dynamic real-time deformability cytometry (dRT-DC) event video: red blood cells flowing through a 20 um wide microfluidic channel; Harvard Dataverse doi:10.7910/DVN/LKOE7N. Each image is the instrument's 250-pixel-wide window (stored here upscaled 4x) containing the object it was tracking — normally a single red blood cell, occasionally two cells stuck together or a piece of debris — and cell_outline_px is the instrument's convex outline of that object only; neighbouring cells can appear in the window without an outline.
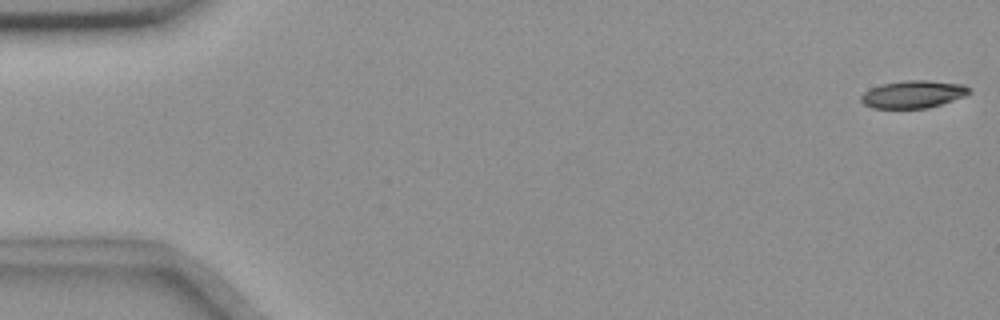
{"species": "common noctule bat (a hibernating species)", "species_latin": "Nyctalus noctula", "temperature_condition": "room temperature", "stored_images_in_passage": 56, "camera_frame_rate_fps": 3000, "um_per_image_px": 0.085, "animal": {"sex": "female", "body_mass_g": 18.4}, "frame": {"image": 1, "passage_image": 1, "time_ms": 0.0, "image_size_px": [1000, 320], "cell_outline_px": [[972, 92], [964, 96], [928, 108], [872, 108], [864, 104], [860, 100], [860, 96], [864, 92], [880, 84], [904, 80], [928, 80], [964, 84], [972, 88]], "centroid_in_image_um": [77.63, 8.0], "position_along_channel_um": 7.4, "area_um2": 17.46}}
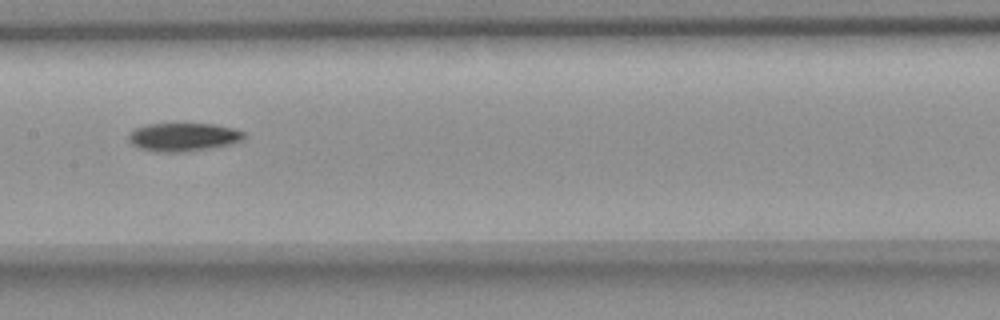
{"frame": {"image": 2, "passage_image": 28, "time_ms": 9.0, "image_size_px": [1000, 320], "cell_outline_px": [[244, 136], [240, 140], [228, 144], [208, 148], [176, 152], [164, 152], [140, 148], [132, 144], [128, 140], [128, 136], [136, 128], [144, 124], [216, 124], [232, 128], [244, 132]], "centroid_in_image_um": [15.55, 11.63], "position_along_channel_um": 191.9, "area_um2": 18.55}}
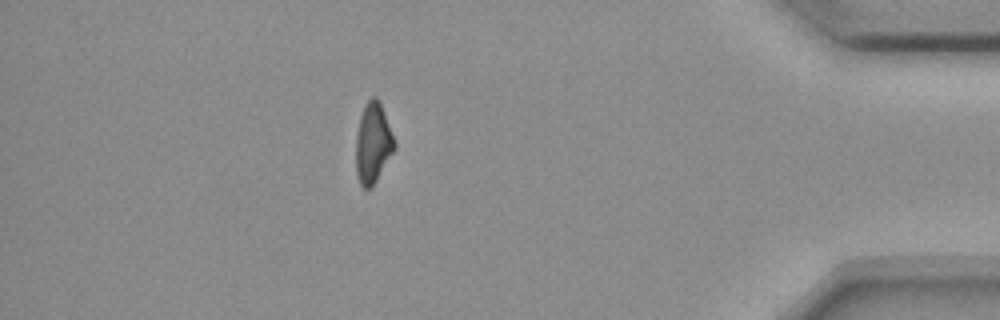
{"frame": {"image": 3, "passage_image": 49, "time_ms": 16.0, "image_size_px": [1000, 320], "cell_outline_px": [[396, 148], [372, 188], [364, 188], [360, 184], [356, 176], [356, 136], [360, 116], [368, 100], [372, 96], [376, 96], [380, 100], [396, 144]], "centroid_in_image_um": [31.71, 12.18], "position_along_channel_um": 403.5, "area_um2": 18.15}, "authors_computed_cell_mechanics": {"area_um2": 18.3804, "velocity_mm_per_s": 3.668, "shape_relaxation_time_tau1_ms": 5.6227, "shape_relaxation_time_tau2_ms": null, "deformation_change_tau1": 0.1662, "deformation_change_tau2": null}}